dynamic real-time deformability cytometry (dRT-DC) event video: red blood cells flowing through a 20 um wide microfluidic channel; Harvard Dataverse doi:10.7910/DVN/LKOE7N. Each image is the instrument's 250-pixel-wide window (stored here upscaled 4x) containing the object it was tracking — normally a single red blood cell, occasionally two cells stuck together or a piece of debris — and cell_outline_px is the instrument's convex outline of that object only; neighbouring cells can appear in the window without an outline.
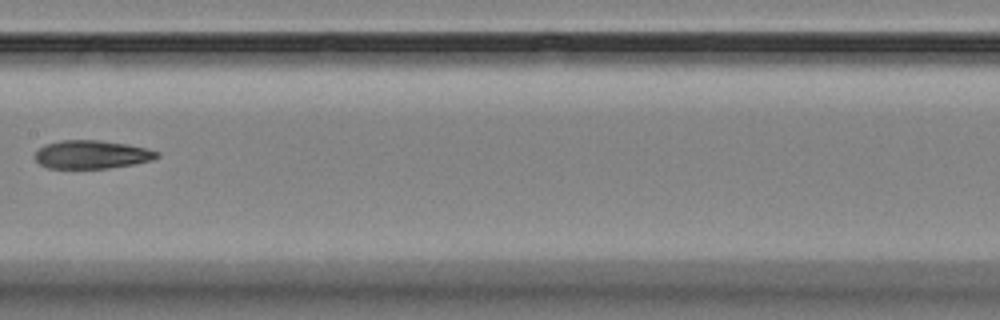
{"species": "Egyptian fruit bat (a non-hibernating species)", "species_latin": "Rousettus aegyptiacus", "temperature_condition": "room temperature", "stored_images_in_passage": 6, "segment_of_instrument_passage": [1, 2], "camera_frame_rate_fps": 3000, "um_per_image_px": 0.085, "animal": {"sex": "female"}, "frame": {"image": 1, "passage_image": 5, "time_ms": 5.0, "image_size_px": [1000, 320], "cell_outline_px": [[160, 156], [152, 160], [132, 164], [108, 168], [48, 168], [40, 164], [36, 160], [36, 152], [44, 144], [60, 140], [100, 140], [124, 144], [144, 148], [160, 152]], "centroid_in_image_um": [7.78, 13.13], "position_along_channel_um": 199.6, "area_um2": 19.94}}